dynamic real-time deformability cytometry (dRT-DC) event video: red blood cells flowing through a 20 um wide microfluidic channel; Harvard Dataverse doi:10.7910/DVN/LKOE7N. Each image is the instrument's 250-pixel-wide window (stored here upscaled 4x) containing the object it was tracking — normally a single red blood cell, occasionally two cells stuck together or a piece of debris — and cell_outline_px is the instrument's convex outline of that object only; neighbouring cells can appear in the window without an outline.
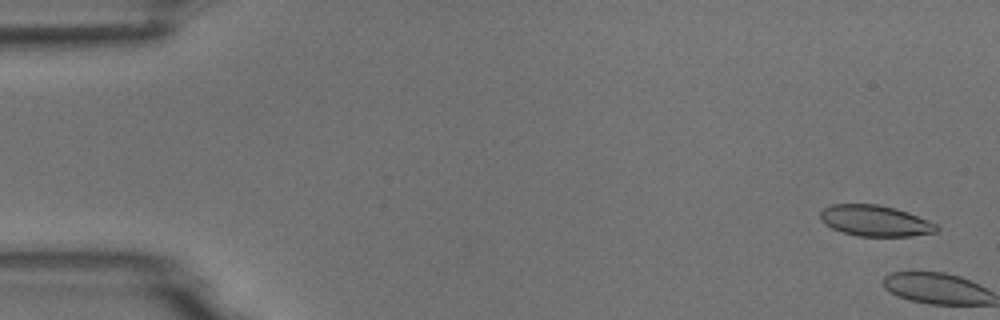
{"species": "common noctule bat (a hibernating species)", "species_latin": "Nyctalus noctula", "temperature_condition": "room temperature", "stored_images_in_passage": 8, "camera_frame_rate_fps": 3000, "um_per_image_px": 0.085, "animal": {"sex": "male", "body_mass_g": 18.8}, "frame": {"image": 1, "passage_image": 1, "time_ms": 0.0, "image_size_px": [1000, 320], "cell_outline_px": [[940, 228], [936, 232], [912, 236], [856, 236], [840, 232], [824, 224], [820, 220], [820, 212], [824, 208], [832, 204], [876, 204], [896, 208], [908, 212], [928, 220], [936, 224]], "centroid_in_image_um": [74.37, 18.77], "position_along_channel_um": 10.6, "area_um2": 21.15}}
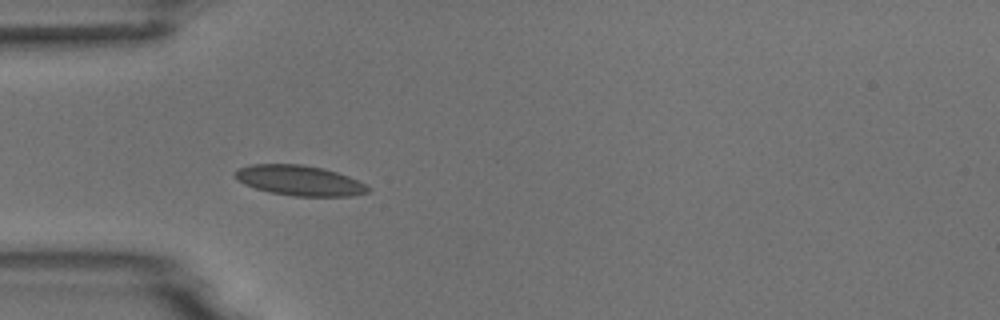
{"frame": {"image": 2, "passage_image": 6, "time_ms": 5.667, "image_size_px": [1000, 320], "cell_outline_px": [[372, 188], [368, 192], [352, 196], [296, 196], [272, 192], [256, 188], [244, 184], [236, 180], [232, 176], [232, 172], [236, 168], [252, 164], [304, 164], [324, 168], [348, 176]], "centroid_in_image_um": [25.4, 15.32], "position_along_channel_um": 59.6, "area_um2": 23.52}}